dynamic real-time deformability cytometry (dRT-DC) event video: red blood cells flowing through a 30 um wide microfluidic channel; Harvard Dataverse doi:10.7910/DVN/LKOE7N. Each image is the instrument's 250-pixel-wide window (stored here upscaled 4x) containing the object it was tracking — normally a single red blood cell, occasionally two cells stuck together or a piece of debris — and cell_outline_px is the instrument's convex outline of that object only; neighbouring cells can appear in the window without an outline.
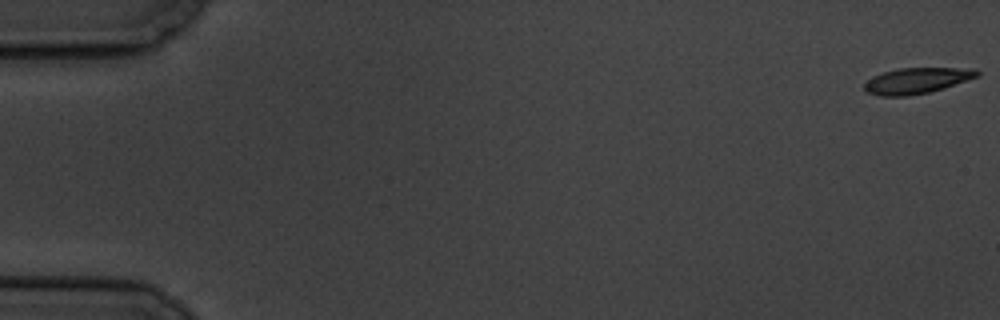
{"species": "common noctule bat (a hibernating species)", "species_latin": "Nyctalus noctula", "temperature_condition": "cold", "stored_images_in_passage": 5, "camera_frame_rate_fps": 3000, "um_per_image_px": 0.085, "animal": {"sex": "male", "body_mass_g": 19.5, "forearm_length_mm": 54.6}, "frame": {"image": 1, "passage_image": 1, "time_ms": 0.0, "image_size_px": [1000, 320], "cell_outline_px": [[980, 76], [944, 88], [928, 92], [908, 96], [880, 96], [868, 92], [864, 88], [864, 84], [872, 76], [884, 72], [900, 68], [976, 68], [980, 72]], "centroid_in_image_um": [77.96, 6.85], "position_along_channel_um": 7.0, "area_um2": 16.99}}